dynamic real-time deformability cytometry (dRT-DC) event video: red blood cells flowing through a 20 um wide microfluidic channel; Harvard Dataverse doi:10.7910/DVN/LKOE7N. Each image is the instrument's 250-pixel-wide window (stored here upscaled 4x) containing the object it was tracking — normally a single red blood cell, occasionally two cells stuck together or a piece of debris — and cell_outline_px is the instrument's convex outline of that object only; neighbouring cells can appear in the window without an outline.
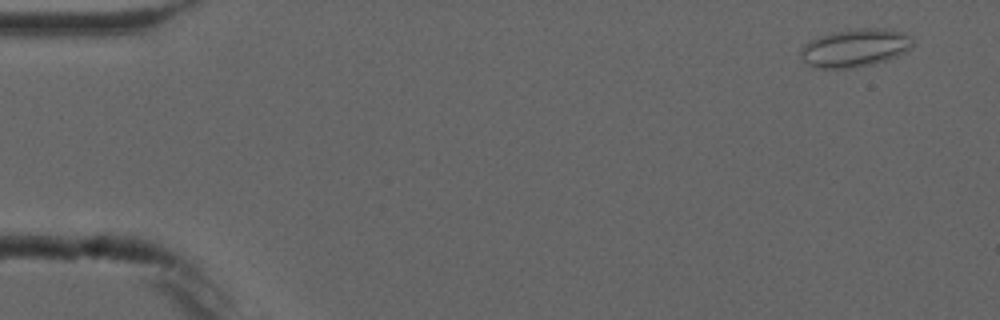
{"species": "common noctule bat (a hibernating species)", "species_latin": "Nyctalus noctula", "temperature_condition": "cold", "stored_images_in_passage": 5, "camera_frame_rate_fps": 3000, "um_per_image_px": 0.085, "animal": {"sex": "male", "forearm_length_mm": 52.5}, "frame": {"image": 1, "passage_image": 1, "time_ms": 0.0, "image_size_px": [1000, 320], "cell_outline_px": [[912, 48], [896, 56], [872, 64], [852, 68], [816, 68], [808, 64], [800, 56], [800, 48], [804, 44], [820, 36], [836, 32], [864, 28], [884, 28], [900, 32], [908, 36], [912, 40]], "centroid_in_image_um": [72.65, 4.08], "position_along_channel_um": 12.3, "area_um2": 24.39}}